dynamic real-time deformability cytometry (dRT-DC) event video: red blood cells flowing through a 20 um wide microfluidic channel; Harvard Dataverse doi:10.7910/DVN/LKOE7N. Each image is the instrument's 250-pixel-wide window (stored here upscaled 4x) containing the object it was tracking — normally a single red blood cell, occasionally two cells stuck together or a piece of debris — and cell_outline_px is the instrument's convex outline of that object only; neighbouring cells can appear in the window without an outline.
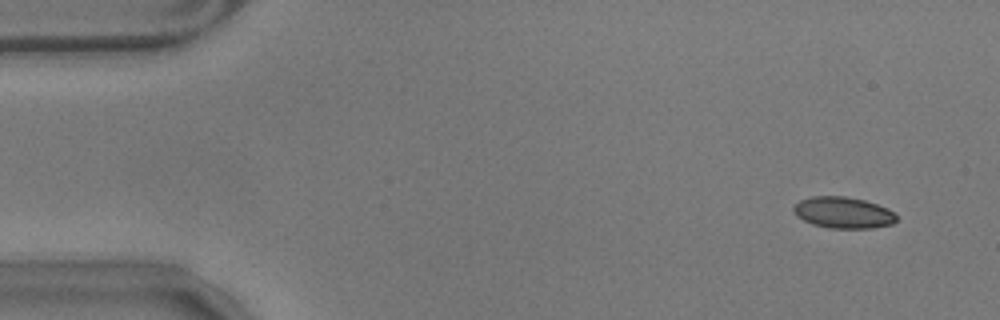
{"species": "common noctule bat (a hibernating species)", "species_latin": "Nyctalus noctula", "temperature_condition": "warm", "stored_images_in_passage": 54, "camera_frame_rate_fps": 3000, "um_per_image_px": 0.085, "animal": {"sex": "male", "body_mass_g": 17.9}, "frame": {"image": 1, "passage_image": 1, "time_ms": 0.0, "image_size_px": [1000, 320], "cell_outline_px": [[896, 220], [892, 224], [872, 228], [828, 228], [812, 224], [796, 216], [792, 212], [792, 208], [800, 200], [812, 196], [844, 196], [864, 200], [888, 208], [896, 216]], "centroid_in_image_um": [71.64, 18.07], "position_along_channel_um": 13.4, "area_um2": 18.79}}
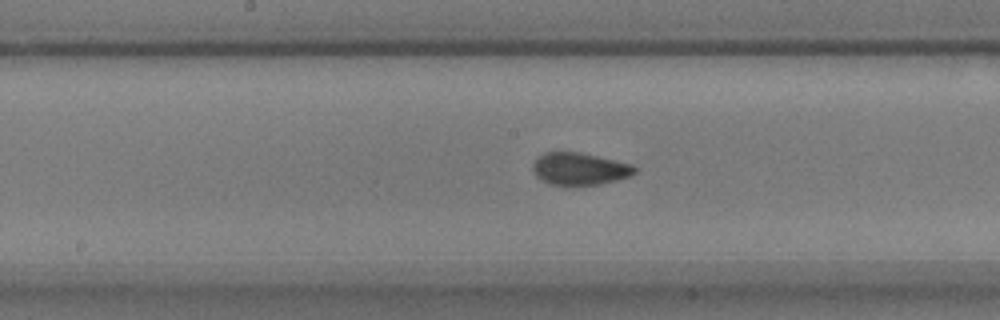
{"frame": {"image": 2, "passage_image": 26, "time_ms": 8.333, "image_size_px": [1000, 320], "cell_outline_px": [[636, 172], [628, 176], [616, 180], [600, 184], [568, 188], [548, 184], [536, 176], [532, 172], [532, 164], [544, 152], [580, 152], [632, 164], [636, 168]], "centroid_in_image_um": [49.22, 14.39], "position_along_channel_um": 199.0, "area_um2": 19.65}}
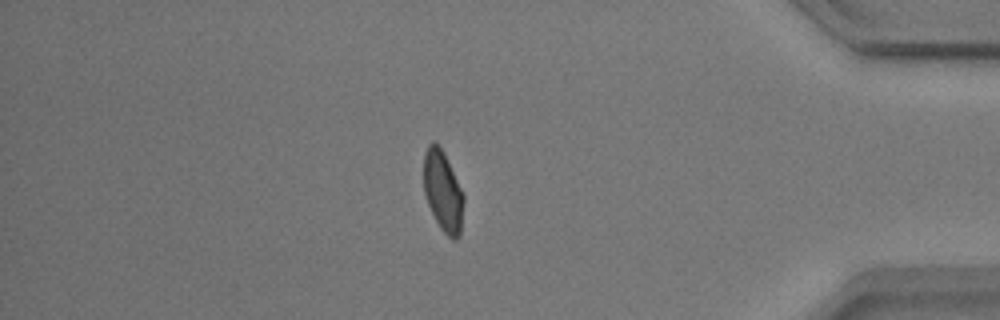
{"frame": {"image": 3, "passage_image": 46, "time_ms": 15.0, "image_size_px": [1000, 320], "cell_outline_px": [[464, 200], [460, 236], [456, 240], [452, 240], [440, 228], [428, 204], [424, 192], [424, 152], [428, 144], [432, 140], [444, 152], [464, 196]], "centroid_in_image_um": [37.65, 16.27], "position_along_channel_um": 397.6, "area_um2": 18.67}, "authors_computed_cell_mechanics": {"area_um2": 18.9584, "velocity_mm_per_s": 3.5249, "shape_relaxation_time_tau1_ms": 3.5949, "shape_relaxation_time_tau2_ms": null, "deformation_change_tau1": 0.1069, "deformation_change_tau2": null}}